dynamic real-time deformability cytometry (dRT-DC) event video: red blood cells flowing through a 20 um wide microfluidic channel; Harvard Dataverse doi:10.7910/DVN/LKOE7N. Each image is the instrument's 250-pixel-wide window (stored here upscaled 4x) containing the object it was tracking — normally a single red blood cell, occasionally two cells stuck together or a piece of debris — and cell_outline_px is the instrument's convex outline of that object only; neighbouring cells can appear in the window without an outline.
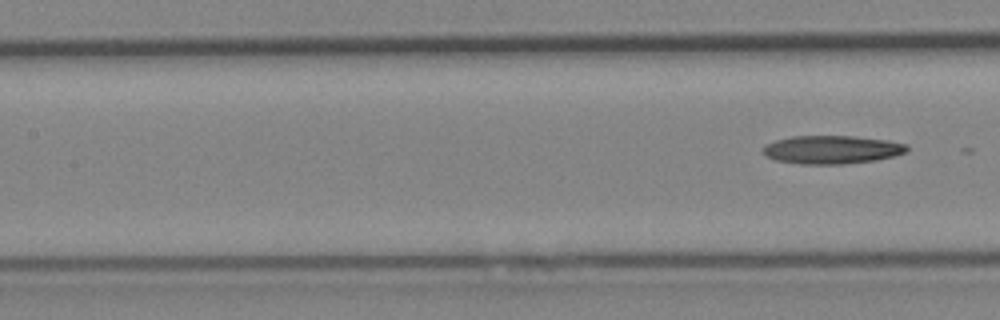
{"species": "Egyptian fruit bat (a non-hibernating species)", "species_latin": "Rousettus aegyptiacus", "temperature_condition": "cold", "stored_images_in_passage": 6, "segment_of_instrument_passage": [2, 2], "camera_frame_rate_fps": 3000, "um_per_image_px": 0.085, "animal": {"sex": "female"}, "frame": {"image": 1, "passage_image": 6, "time_ms": 7.0, "image_size_px": [1000, 320], "cell_outline_px": [[908, 152], [896, 156], [876, 160], [844, 164], [800, 164], [776, 160], [764, 156], [760, 148], [776, 140], [792, 136], [852, 136], [888, 140], [908, 144]], "centroid_in_image_um": [70.72, 12.72], "position_along_channel_um": 136.7, "area_um2": 23.99}}